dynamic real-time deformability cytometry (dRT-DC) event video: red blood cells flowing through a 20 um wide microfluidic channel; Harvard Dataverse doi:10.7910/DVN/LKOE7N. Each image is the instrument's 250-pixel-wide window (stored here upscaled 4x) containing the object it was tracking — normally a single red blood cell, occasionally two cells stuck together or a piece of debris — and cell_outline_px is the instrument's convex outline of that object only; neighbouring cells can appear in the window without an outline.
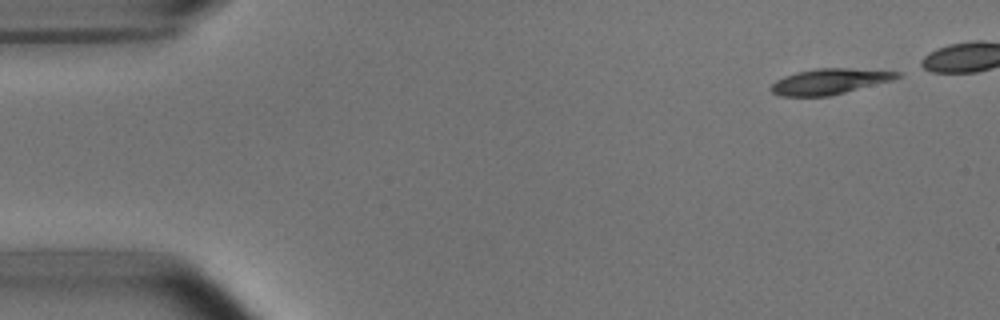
{"species": "common noctule bat (a hibernating species)", "species_latin": "Nyctalus noctula", "temperature_condition": "room temperature", "stored_images_in_passage": 4, "camera_frame_rate_fps": 3000, "um_per_image_px": 0.085, "animal": {"sex": "male", "body_mass_g": 15.6}, "frame": {"image": 1, "passage_image": 1, "time_ms": 0.0, "image_size_px": [1000, 320], "cell_outline_px": [[904, 76], [892, 80], [828, 96], [780, 96], [772, 92], [768, 88], [776, 80], [784, 76], [796, 72], [816, 68], [848, 68], [900, 72]], "centroid_in_image_um": [70.48, 6.92], "position_along_channel_um": 14.5, "area_um2": 18.73}}